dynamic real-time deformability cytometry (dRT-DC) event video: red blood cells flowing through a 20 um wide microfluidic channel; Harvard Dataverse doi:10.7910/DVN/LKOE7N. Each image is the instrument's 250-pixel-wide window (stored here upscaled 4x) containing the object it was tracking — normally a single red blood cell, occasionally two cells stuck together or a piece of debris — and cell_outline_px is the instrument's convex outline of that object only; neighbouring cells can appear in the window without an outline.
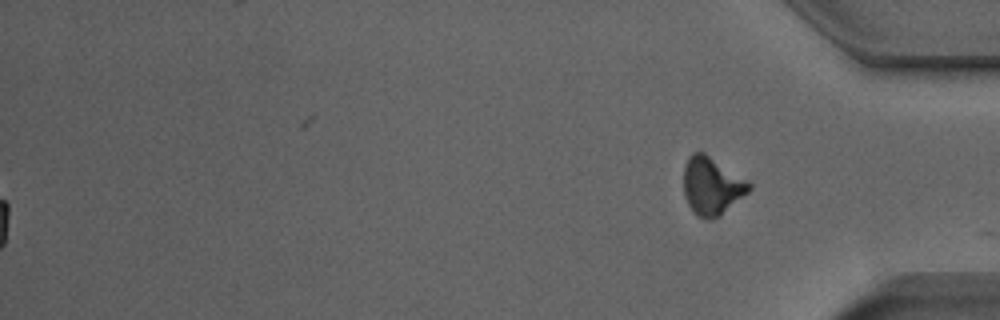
{"species": "Egyptian fruit bat (a non-hibernating species)", "species_latin": "Rousettus aegyptiacus", "temperature_condition": "room temperature", "stored_images_in_passage": 42, "segment_of_instrument_passage": [2, 2], "camera_frame_rate_fps": 3000, "um_per_image_px": 0.085, "animal": {"sex": "male"}, "frame": {"image": 1, "passage_image": 42, "time_ms": 13.667, "image_size_px": [1000, 320], "cell_outline_px": [[752, 188], [748, 192], [720, 216], [712, 220], [708, 220], [700, 216], [688, 204], [684, 196], [684, 168], [688, 156], [692, 152], [704, 152], [748, 180], [752, 184]], "centroid_in_image_um": [60.51, 15.79], "position_along_channel_um": 374.7, "area_um2": 21.96}}